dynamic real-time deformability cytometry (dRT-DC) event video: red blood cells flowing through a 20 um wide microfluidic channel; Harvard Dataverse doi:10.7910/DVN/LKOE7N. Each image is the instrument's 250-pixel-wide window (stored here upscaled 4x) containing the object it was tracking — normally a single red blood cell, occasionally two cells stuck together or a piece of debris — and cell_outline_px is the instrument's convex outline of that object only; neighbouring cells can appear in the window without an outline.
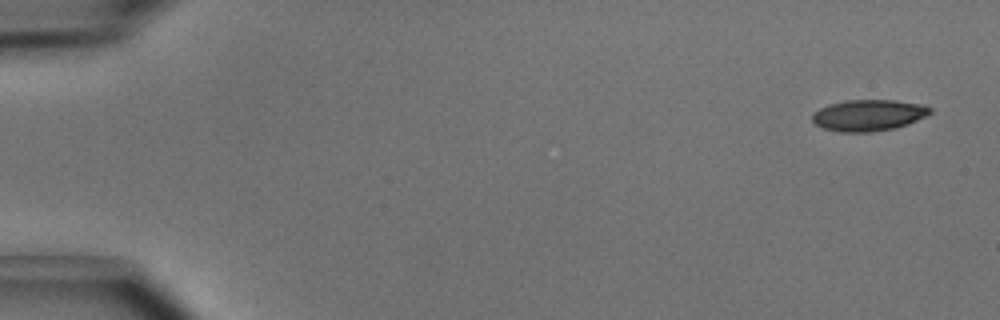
{"species": "common noctule bat (a hibernating species)", "species_latin": "Nyctalus noctula", "temperature_condition": "cold", "stored_images_in_passage": 5, "camera_frame_rate_fps": 3000, "um_per_image_px": 0.085, "animal": {"sex": "male", "body_mass_g": 15.6}, "frame": {"image": 1, "passage_image": 1, "time_ms": 0.0, "image_size_px": [1000, 320], "cell_outline_px": [[932, 112], [928, 116], [908, 124], [892, 128], [872, 132], [840, 132], [824, 128], [816, 124], [812, 120], [812, 112], [828, 104], [848, 100], [892, 100], [924, 104], [932, 108]], "centroid_in_image_um": [73.85, 9.79], "position_along_channel_um": 11.2, "area_um2": 21.62}}
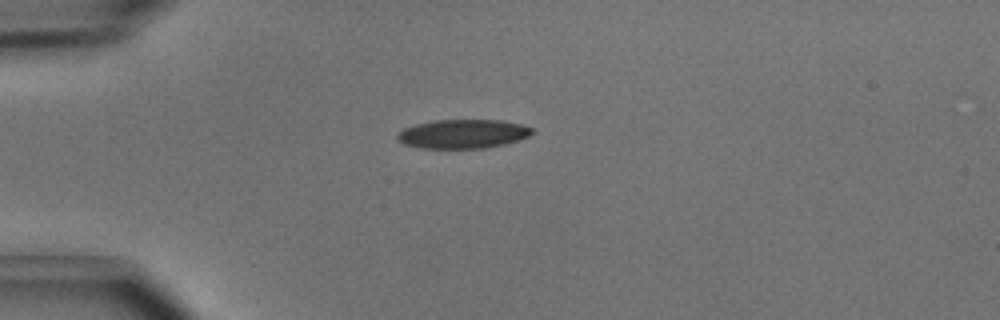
{"frame": {"image": 2, "passage_image": 4, "time_ms": 1.0, "image_size_px": [1000, 320], "cell_outline_px": [[536, 132], [528, 136], [504, 144], [484, 148], [420, 148], [404, 144], [396, 140], [396, 132], [404, 128], [416, 124], [436, 120], [500, 120], [520, 124], [536, 128]], "centroid_in_image_um": [39.33, 11.38], "position_along_channel_um": 45.7, "area_um2": 22.89}}